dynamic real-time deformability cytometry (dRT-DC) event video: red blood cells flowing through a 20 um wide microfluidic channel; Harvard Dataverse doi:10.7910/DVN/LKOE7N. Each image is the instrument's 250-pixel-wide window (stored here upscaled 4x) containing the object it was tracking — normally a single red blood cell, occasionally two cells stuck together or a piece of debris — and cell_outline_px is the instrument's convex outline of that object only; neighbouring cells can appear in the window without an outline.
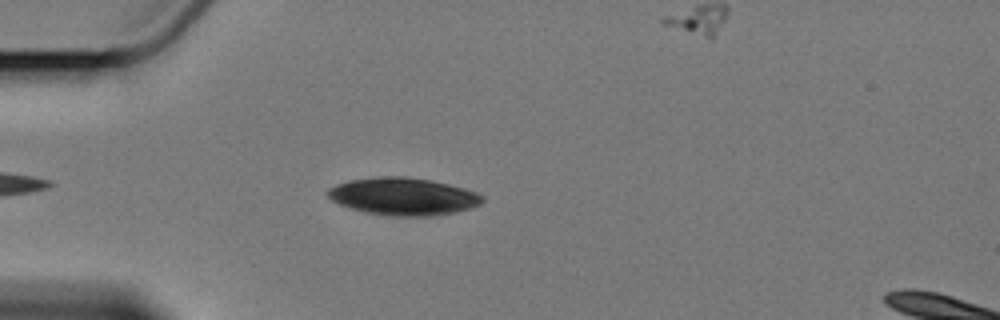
{"species": "Egyptian fruit bat (a non-hibernating species)", "species_latin": "Rousettus aegyptiacus", "temperature_condition": "cold", "stored_images_in_passage": 5, "segment_of_instrument_passage": [1, 2], "camera_frame_rate_fps": 3000, "um_per_image_px": 0.085, "animal": {"sex": "female"}, "frame": {"image": 1, "passage_image": 4, "time_ms": 3.333, "image_size_px": [1000, 320], "cell_outline_px": [[484, 200], [480, 204], [456, 212], [428, 216], [388, 216], [368, 212], [352, 208], [340, 204], [332, 200], [328, 196], [328, 188], [336, 184], [348, 180], [380, 176], [408, 176], [432, 180], [464, 188], [476, 192], [484, 196]], "centroid_in_image_um": [34.28, 16.68], "position_along_channel_um": 50.7, "area_um2": 33.7}}